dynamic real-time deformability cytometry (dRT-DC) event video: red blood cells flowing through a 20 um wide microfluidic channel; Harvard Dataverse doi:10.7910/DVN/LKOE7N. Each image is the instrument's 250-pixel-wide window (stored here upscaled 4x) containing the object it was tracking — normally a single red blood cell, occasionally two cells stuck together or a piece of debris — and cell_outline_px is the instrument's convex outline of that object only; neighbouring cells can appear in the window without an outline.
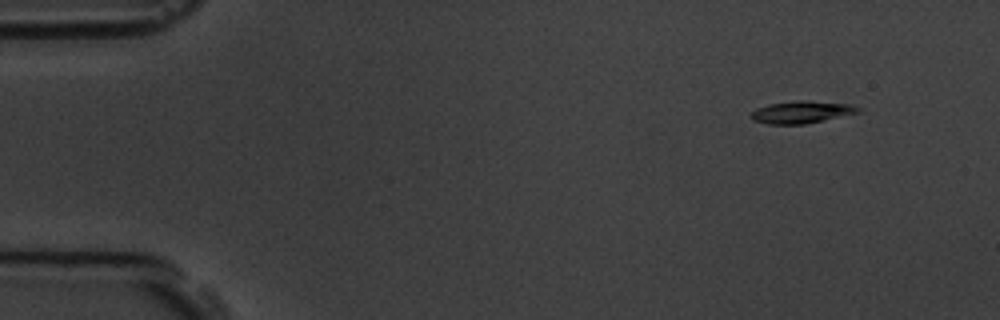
{"species": "common noctule bat (a hibernating species)", "species_latin": "Nyctalus noctula", "temperature_condition": "room temperature", "stored_images_in_passage": 4, "camera_frame_rate_fps": 3000, "um_per_image_px": 0.085, "animal": {"sex": "male", "body_mass_g": 19.5, "forearm_length_mm": 54.6}, "frame": {"image": 1, "passage_image": 1, "time_ms": 0.0, "image_size_px": [1000, 320], "cell_outline_px": [[860, 112], [804, 124], [768, 124], [752, 120], [748, 116], [756, 108], [768, 104], [796, 100], [808, 100], [852, 104], [860, 108]], "centroid_in_image_um": [68.09, 9.52], "position_along_channel_um": 16.9, "area_um2": 13.99}}
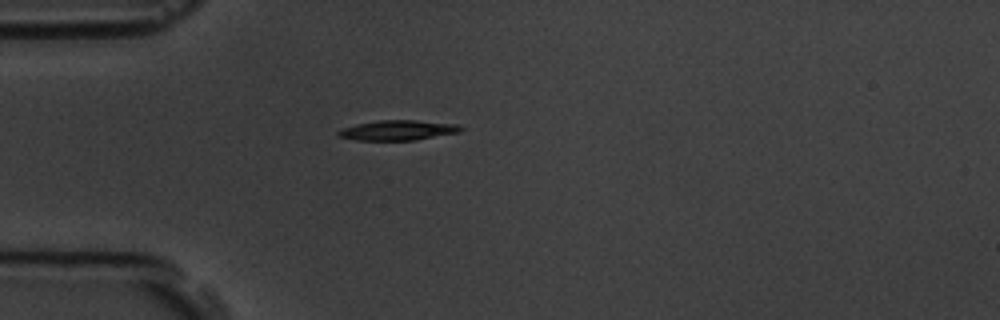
{"frame": {"image": 2, "passage_image": 4, "time_ms": 3.333, "image_size_px": [1000, 320], "cell_outline_px": [[464, 128], [460, 132], [416, 140], [356, 140], [340, 136], [336, 132], [340, 128], [356, 124], [380, 120], [416, 120], [460, 124]], "centroid_in_image_um": [33.85, 11.06], "position_along_channel_um": 51.1, "area_um2": 14.39}}